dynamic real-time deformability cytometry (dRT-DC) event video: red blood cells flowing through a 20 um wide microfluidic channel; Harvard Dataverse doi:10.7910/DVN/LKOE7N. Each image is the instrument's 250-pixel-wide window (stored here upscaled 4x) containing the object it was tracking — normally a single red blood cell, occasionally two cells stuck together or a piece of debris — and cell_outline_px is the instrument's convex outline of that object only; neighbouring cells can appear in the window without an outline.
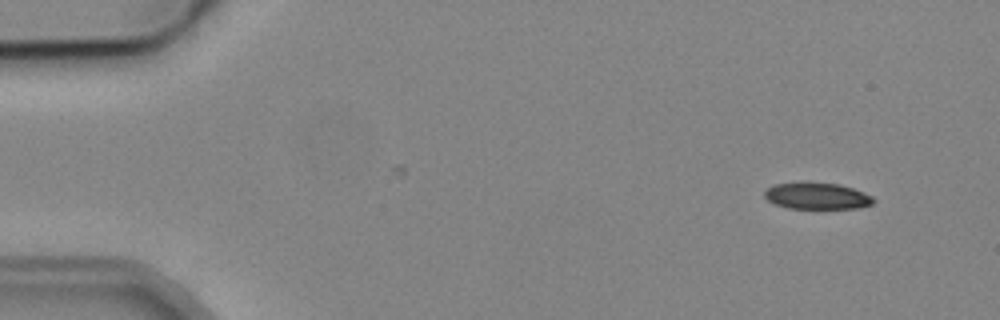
{"species": "common noctule bat (a hibernating species)", "species_latin": "Nyctalus noctula", "temperature_condition": "cold", "stored_images_in_passage": 6, "camera_frame_rate_fps": 3000, "um_per_image_px": 0.085, "animal": {"sex": "male", "body_mass_g": 19.2, "forearm_length_mm": 51.8}, "frame": {"image": 1, "passage_image": 1, "time_ms": 0.0, "image_size_px": [1000, 320], "cell_outline_px": [[876, 200], [872, 204], [860, 208], [788, 208], [776, 204], [768, 200], [764, 196], [764, 192], [768, 188], [776, 184], [840, 184], [864, 192], [872, 196]], "centroid_in_image_um": [69.5, 16.69], "position_along_channel_um": 15.5, "area_um2": 16.3}}
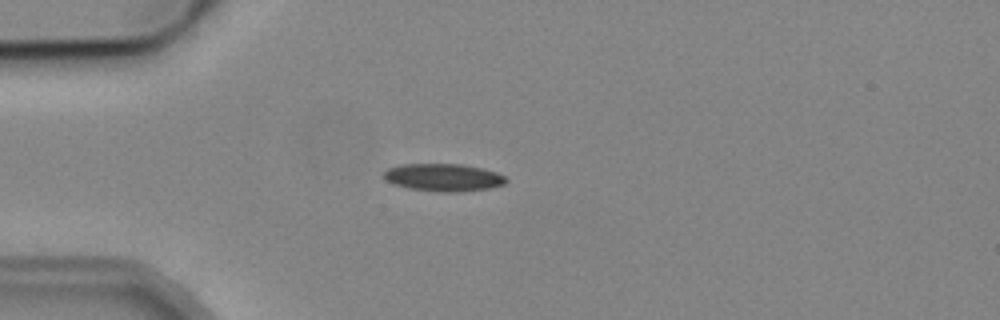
{"frame": {"image": 2, "passage_image": 3, "time_ms": 3.333, "image_size_px": [1000, 320], "cell_outline_px": [[508, 180], [504, 184], [488, 188], [456, 192], [440, 192], [412, 188], [392, 184], [384, 176], [384, 172], [388, 168], [400, 164], [464, 164], [496, 172], [504, 176]], "centroid_in_image_um": [37.69, 15.07], "position_along_channel_um": 47.3, "area_um2": 19.42}}